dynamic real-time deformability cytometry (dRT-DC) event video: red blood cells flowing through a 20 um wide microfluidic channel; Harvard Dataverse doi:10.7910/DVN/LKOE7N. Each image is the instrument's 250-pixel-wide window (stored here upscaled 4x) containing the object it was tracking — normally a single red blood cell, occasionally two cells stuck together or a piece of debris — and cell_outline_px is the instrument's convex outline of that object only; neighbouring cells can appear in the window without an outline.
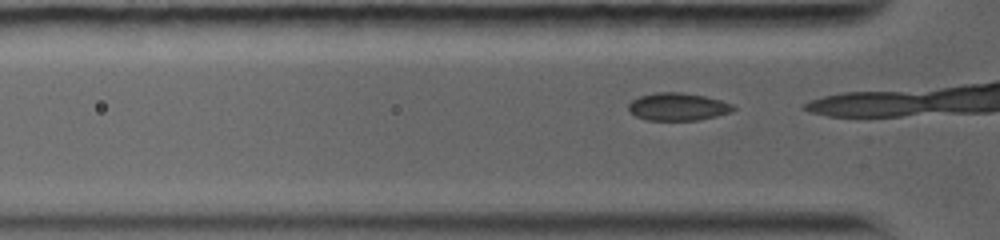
{"species": "common noctule bat (a hibernating species)", "species_latin": "Nyctalus noctula", "temperature_condition": "warm", "stored_images_in_passage": 9, "camera_frame_rate_fps": 5000, "um_per_image_px": 0.085, "animal": {"sex": "female", "body_mass_g": 19.0, "forearm_length_mm": 56.7}, "frame": {"image": 1, "passage_image": 3, "time_ms": 0.4, "image_size_px": [1000, 240], "cell_outline_px": [[736, 108], [732, 112], [700, 120], [648, 120], [636, 116], [628, 112], [628, 104], [632, 100], [640, 96], [656, 92], [680, 92], [704, 96], [720, 100], [732, 104]], "centroid_in_image_um": [57.6, 9.07], "position_along_channel_um": 68.2, "area_um2": 16.94}}